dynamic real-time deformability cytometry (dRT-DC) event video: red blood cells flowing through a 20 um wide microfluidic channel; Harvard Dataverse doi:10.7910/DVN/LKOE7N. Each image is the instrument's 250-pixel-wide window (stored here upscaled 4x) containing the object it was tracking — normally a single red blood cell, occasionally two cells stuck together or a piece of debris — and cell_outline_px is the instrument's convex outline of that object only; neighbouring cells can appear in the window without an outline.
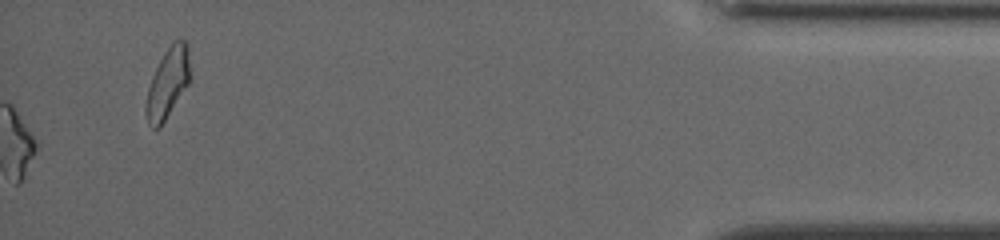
{"species": "common noctule bat (a hibernating species)", "species_latin": "Nyctalus noctula", "temperature_condition": "cold", "stored_images_in_passage": 56, "camera_frame_rate_fps": 3000, "um_per_image_px": 0.085, "animal": {"sex": "female", "body_mass_g": 19.5, "forearm_length_mm": 54.1}, "frame": {"image": 1, "passage_image": 56, "time_ms": 18.333, "image_size_px": [1000, 240], "cell_outline_px": [[188, 84], [160, 128], [152, 128], [148, 124], [144, 112], [144, 108], [148, 88], [152, 76], [164, 52], [172, 40], [184, 40], [188, 44]], "centroid_in_image_um": [14.21, 7.09], "position_along_channel_um": 421.0, "area_um2": 17.8}, "authors_computed_cell_mechanics": {"area_um2": 18.6116, "velocity_mm_per_s": 3.8237, "shape_relaxation_time_tau1_ms": 4.4489, "shape_relaxation_time_tau2_ms": null, "deformation_change_tau1": 0.1306, "deformation_change_tau2": null}}